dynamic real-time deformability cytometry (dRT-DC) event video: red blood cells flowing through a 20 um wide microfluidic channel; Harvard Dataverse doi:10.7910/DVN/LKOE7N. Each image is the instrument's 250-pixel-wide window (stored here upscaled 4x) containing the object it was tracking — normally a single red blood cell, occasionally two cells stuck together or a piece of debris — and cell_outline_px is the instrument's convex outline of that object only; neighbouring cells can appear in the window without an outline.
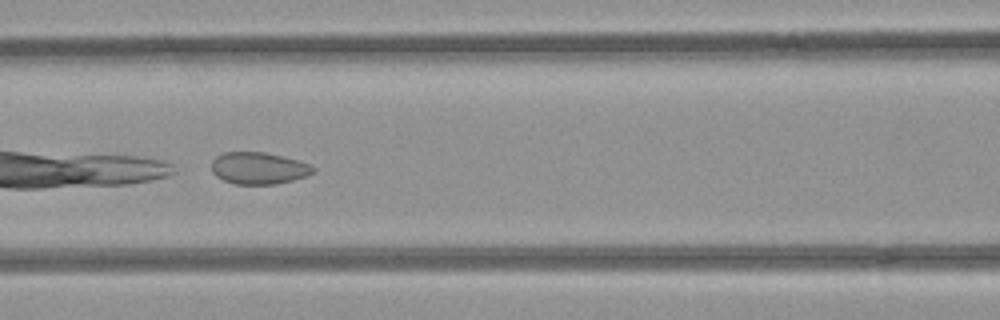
{"species": "common noctule bat (a hibernating species)", "species_latin": "Nyctalus noctula", "temperature_condition": "room temperature", "stored_images_in_passage": 8, "camera_frame_rate_fps": 3000, "um_per_image_px": 0.085, "animal": {"sex": "female", "body_mass_g": 21.9}, "frame": {"image": 1, "passage_image": 5, "time_ms": 1.333, "image_size_px": [1000, 320], "cell_outline_px": [[316, 168], [308, 176], [276, 184], [236, 184], [224, 180], [216, 176], [212, 172], [212, 160], [216, 156], [224, 152], [264, 152], [284, 156], [308, 164]], "centroid_in_image_um": [21.97, 14.29], "position_along_channel_um": 144.6, "area_um2": 18.84}}
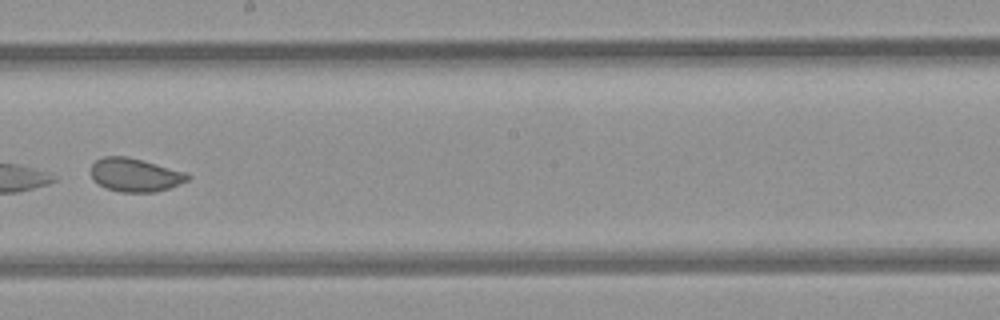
{"frame": {"image": 2, "passage_image": 7, "time_ms": 2.0, "image_size_px": [1000, 320], "cell_outline_px": [[192, 176], [188, 180], [180, 184], [156, 192], [120, 192], [104, 188], [92, 180], [92, 164], [96, 160], [104, 156], [128, 156], [184, 172]], "centroid_in_image_um": [11.46, 14.88], "position_along_channel_um": 236.7, "area_um2": 18.84}}
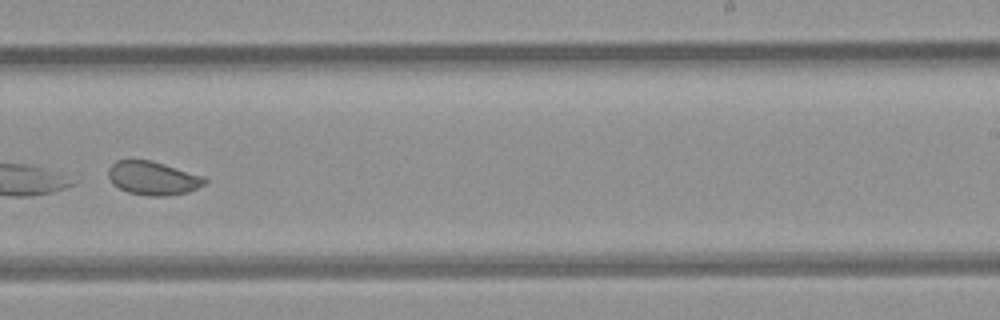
{"frame": {"image": 3, "passage_image": 8, "time_ms": 2.333, "image_size_px": [1000, 320], "cell_outline_px": [[208, 180], [204, 184], [188, 192], [168, 196], [148, 196], [128, 192], [112, 184], [108, 176], [108, 168], [116, 160], [152, 160], [204, 176]], "centroid_in_image_um": [12.99, 15.14], "position_along_channel_um": 276.0, "area_um2": 18.96}}